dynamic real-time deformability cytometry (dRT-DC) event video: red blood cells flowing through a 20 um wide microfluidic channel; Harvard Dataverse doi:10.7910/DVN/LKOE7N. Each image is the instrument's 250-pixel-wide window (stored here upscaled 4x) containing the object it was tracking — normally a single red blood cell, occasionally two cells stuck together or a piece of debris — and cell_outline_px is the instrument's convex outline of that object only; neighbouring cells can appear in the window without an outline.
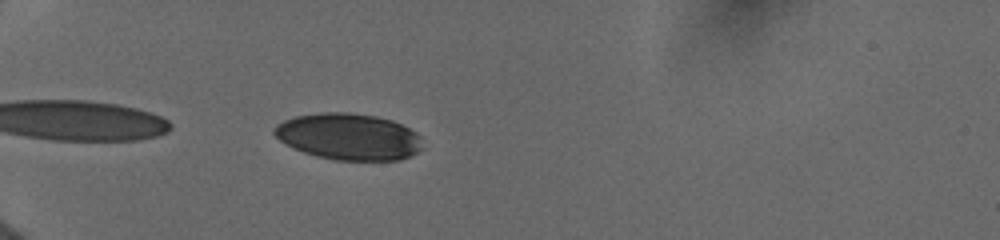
{"species": "human", "species_latin": "Homo sapiens", "temperature_condition": "cold", "stored_images_in_passage": 7, "camera_frame_rate_fps": 3000, "um_per_image_px": 0.085, "donor": {"sex": "female"}, "frame": {"image": 1, "passage_image": 7, "time_ms": 6.333, "image_size_px": [1000, 240], "cell_outline_px": [[424, 148], [400, 160], [336, 160], [316, 156], [304, 152], [280, 140], [272, 132], [276, 124], [284, 120], [296, 116], [320, 112], [348, 112], [376, 116], [392, 120], [416, 132], [420, 136]], "centroid_in_image_um": [29.65, 11.61], "position_along_channel_um": 55.3, "area_um2": 40.11}}